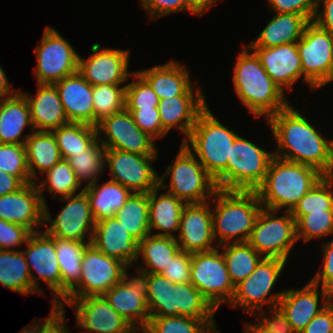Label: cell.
<instances>
[{"label":"cell","instance_id":"obj_1","mask_svg":"<svg viewBox=\"0 0 333 333\" xmlns=\"http://www.w3.org/2000/svg\"><path fill=\"white\" fill-rule=\"evenodd\" d=\"M267 124L276 140L275 157L305 164L327 176L333 162V139H326L292 105L272 115Z\"/></svg>","mask_w":333,"mask_h":333},{"label":"cell","instance_id":"obj_2","mask_svg":"<svg viewBox=\"0 0 333 333\" xmlns=\"http://www.w3.org/2000/svg\"><path fill=\"white\" fill-rule=\"evenodd\" d=\"M232 80L237 96L255 118L264 115L267 121L289 105L285 92L266 73L248 45L239 52Z\"/></svg>","mask_w":333,"mask_h":333},{"label":"cell","instance_id":"obj_3","mask_svg":"<svg viewBox=\"0 0 333 333\" xmlns=\"http://www.w3.org/2000/svg\"><path fill=\"white\" fill-rule=\"evenodd\" d=\"M324 176L314 167L274 156L264 181L255 191L263 208L291 211Z\"/></svg>","mask_w":333,"mask_h":333},{"label":"cell","instance_id":"obj_4","mask_svg":"<svg viewBox=\"0 0 333 333\" xmlns=\"http://www.w3.org/2000/svg\"><path fill=\"white\" fill-rule=\"evenodd\" d=\"M237 136L214 117L207 106L183 142L215 180L217 189L227 190V163Z\"/></svg>","mask_w":333,"mask_h":333},{"label":"cell","instance_id":"obj_5","mask_svg":"<svg viewBox=\"0 0 333 333\" xmlns=\"http://www.w3.org/2000/svg\"><path fill=\"white\" fill-rule=\"evenodd\" d=\"M211 199L213 232L218 246L248 242L263 208L256 191L217 189Z\"/></svg>","mask_w":333,"mask_h":333},{"label":"cell","instance_id":"obj_6","mask_svg":"<svg viewBox=\"0 0 333 333\" xmlns=\"http://www.w3.org/2000/svg\"><path fill=\"white\" fill-rule=\"evenodd\" d=\"M146 302L150 317L186 316L207 320L215 329L217 311L190 283H172L161 274L148 273Z\"/></svg>","mask_w":333,"mask_h":333},{"label":"cell","instance_id":"obj_7","mask_svg":"<svg viewBox=\"0 0 333 333\" xmlns=\"http://www.w3.org/2000/svg\"><path fill=\"white\" fill-rule=\"evenodd\" d=\"M168 176L171 180L167 185L165 179ZM159 187L167 189V192L186 204L211 201L210 198L217 190L215 180L184 143L180 145L178 155L165 173L159 176Z\"/></svg>","mask_w":333,"mask_h":333},{"label":"cell","instance_id":"obj_8","mask_svg":"<svg viewBox=\"0 0 333 333\" xmlns=\"http://www.w3.org/2000/svg\"><path fill=\"white\" fill-rule=\"evenodd\" d=\"M286 261L280 258H263L256 269L242 282L235 286L230 307H240L248 315L256 316L264 305L274 308L278 306L284 291L272 295L270 291L275 286L284 270Z\"/></svg>","mask_w":333,"mask_h":333},{"label":"cell","instance_id":"obj_9","mask_svg":"<svg viewBox=\"0 0 333 333\" xmlns=\"http://www.w3.org/2000/svg\"><path fill=\"white\" fill-rule=\"evenodd\" d=\"M303 82L317 90L333 81V34L313 21L297 42Z\"/></svg>","mask_w":333,"mask_h":333},{"label":"cell","instance_id":"obj_10","mask_svg":"<svg viewBox=\"0 0 333 333\" xmlns=\"http://www.w3.org/2000/svg\"><path fill=\"white\" fill-rule=\"evenodd\" d=\"M278 216V211L262 208L248 243L265 258H280L287 262L295 246L296 221L290 211Z\"/></svg>","mask_w":333,"mask_h":333},{"label":"cell","instance_id":"obj_11","mask_svg":"<svg viewBox=\"0 0 333 333\" xmlns=\"http://www.w3.org/2000/svg\"><path fill=\"white\" fill-rule=\"evenodd\" d=\"M126 266L120 260L105 255L89 244L82 255L80 279L61 301L104 295L122 281Z\"/></svg>","mask_w":333,"mask_h":333},{"label":"cell","instance_id":"obj_12","mask_svg":"<svg viewBox=\"0 0 333 333\" xmlns=\"http://www.w3.org/2000/svg\"><path fill=\"white\" fill-rule=\"evenodd\" d=\"M274 153L237 136L227 163V190L255 191L264 181Z\"/></svg>","mask_w":333,"mask_h":333},{"label":"cell","instance_id":"obj_13","mask_svg":"<svg viewBox=\"0 0 333 333\" xmlns=\"http://www.w3.org/2000/svg\"><path fill=\"white\" fill-rule=\"evenodd\" d=\"M220 250L218 247L208 252L191 254L190 282L216 310L222 304H229L235 292Z\"/></svg>","mask_w":333,"mask_h":333},{"label":"cell","instance_id":"obj_14","mask_svg":"<svg viewBox=\"0 0 333 333\" xmlns=\"http://www.w3.org/2000/svg\"><path fill=\"white\" fill-rule=\"evenodd\" d=\"M37 84H54L78 71L79 54L52 27H46L41 44L35 47Z\"/></svg>","mask_w":333,"mask_h":333},{"label":"cell","instance_id":"obj_15","mask_svg":"<svg viewBox=\"0 0 333 333\" xmlns=\"http://www.w3.org/2000/svg\"><path fill=\"white\" fill-rule=\"evenodd\" d=\"M58 198L66 202V205L54 219L47 204L44 205V225L48 227L47 223H50L45 231L54 238L91 243L96 222L87 194L82 189L76 195Z\"/></svg>","mask_w":333,"mask_h":333},{"label":"cell","instance_id":"obj_16","mask_svg":"<svg viewBox=\"0 0 333 333\" xmlns=\"http://www.w3.org/2000/svg\"><path fill=\"white\" fill-rule=\"evenodd\" d=\"M130 267L131 265H127L124 268L122 281L115 284L103 296L134 329H142L150 319L146 302L148 272L137 267L135 271L137 276L128 277L127 270Z\"/></svg>","mask_w":333,"mask_h":333},{"label":"cell","instance_id":"obj_17","mask_svg":"<svg viewBox=\"0 0 333 333\" xmlns=\"http://www.w3.org/2000/svg\"><path fill=\"white\" fill-rule=\"evenodd\" d=\"M96 129L98 140L105 148L142 156H158L155 139L135 124L131 113L126 108L101 120L96 125ZM102 133L105 136L101 138Z\"/></svg>","mask_w":333,"mask_h":333},{"label":"cell","instance_id":"obj_18","mask_svg":"<svg viewBox=\"0 0 333 333\" xmlns=\"http://www.w3.org/2000/svg\"><path fill=\"white\" fill-rule=\"evenodd\" d=\"M27 249L22 250L28 264L32 286L40 293L38 279H43L48 288L52 290V303H59L62 300V279L61 270L56 257L55 238L45 230L32 232L26 240ZM33 270L37 272L35 277Z\"/></svg>","mask_w":333,"mask_h":333},{"label":"cell","instance_id":"obj_19","mask_svg":"<svg viewBox=\"0 0 333 333\" xmlns=\"http://www.w3.org/2000/svg\"><path fill=\"white\" fill-rule=\"evenodd\" d=\"M158 156L106 148L105 164L111 171V181L126 187L132 193H148L159 186V173L151 165Z\"/></svg>","mask_w":333,"mask_h":333},{"label":"cell","instance_id":"obj_20","mask_svg":"<svg viewBox=\"0 0 333 333\" xmlns=\"http://www.w3.org/2000/svg\"><path fill=\"white\" fill-rule=\"evenodd\" d=\"M92 54L83 59L79 56L78 72L92 86L121 85L133 72L128 71V50L109 49L101 44L91 46Z\"/></svg>","mask_w":333,"mask_h":333},{"label":"cell","instance_id":"obj_21","mask_svg":"<svg viewBox=\"0 0 333 333\" xmlns=\"http://www.w3.org/2000/svg\"><path fill=\"white\" fill-rule=\"evenodd\" d=\"M58 304L74 309L76 328L85 330L81 333H132L134 329L103 295L60 301Z\"/></svg>","mask_w":333,"mask_h":333},{"label":"cell","instance_id":"obj_22","mask_svg":"<svg viewBox=\"0 0 333 333\" xmlns=\"http://www.w3.org/2000/svg\"><path fill=\"white\" fill-rule=\"evenodd\" d=\"M211 201L186 204L182 210L178 237L181 251L186 253L208 252L217 249L215 242Z\"/></svg>","mask_w":333,"mask_h":333},{"label":"cell","instance_id":"obj_23","mask_svg":"<svg viewBox=\"0 0 333 333\" xmlns=\"http://www.w3.org/2000/svg\"><path fill=\"white\" fill-rule=\"evenodd\" d=\"M319 287L309 281L303 288L284 290L278 307L287 317L294 333H301L312 318L332 301V293ZM319 293L322 306H319Z\"/></svg>","mask_w":333,"mask_h":333},{"label":"cell","instance_id":"obj_24","mask_svg":"<svg viewBox=\"0 0 333 333\" xmlns=\"http://www.w3.org/2000/svg\"><path fill=\"white\" fill-rule=\"evenodd\" d=\"M0 219L24 226L31 233L44 226V204L36 182L0 196Z\"/></svg>","mask_w":333,"mask_h":333},{"label":"cell","instance_id":"obj_25","mask_svg":"<svg viewBox=\"0 0 333 333\" xmlns=\"http://www.w3.org/2000/svg\"><path fill=\"white\" fill-rule=\"evenodd\" d=\"M185 67L171 60L164 65H156L136 72L151 86L159 100L173 96H206L202 88L194 89L189 70Z\"/></svg>","mask_w":333,"mask_h":333},{"label":"cell","instance_id":"obj_26","mask_svg":"<svg viewBox=\"0 0 333 333\" xmlns=\"http://www.w3.org/2000/svg\"><path fill=\"white\" fill-rule=\"evenodd\" d=\"M91 244L126 265L138 263L139 242L124 229L115 216L95 223Z\"/></svg>","mask_w":333,"mask_h":333},{"label":"cell","instance_id":"obj_27","mask_svg":"<svg viewBox=\"0 0 333 333\" xmlns=\"http://www.w3.org/2000/svg\"><path fill=\"white\" fill-rule=\"evenodd\" d=\"M250 49L256 53L266 73L283 91L290 90L302 77L297 43Z\"/></svg>","mask_w":333,"mask_h":333},{"label":"cell","instance_id":"obj_28","mask_svg":"<svg viewBox=\"0 0 333 333\" xmlns=\"http://www.w3.org/2000/svg\"><path fill=\"white\" fill-rule=\"evenodd\" d=\"M54 85L68 121L94 126L93 86L78 71Z\"/></svg>","mask_w":333,"mask_h":333},{"label":"cell","instance_id":"obj_29","mask_svg":"<svg viewBox=\"0 0 333 333\" xmlns=\"http://www.w3.org/2000/svg\"><path fill=\"white\" fill-rule=\"evenodd\" d=\"M205 96H173L160 100L158 110L162 128L168 133L178 129L189 137L200 113L208 106Z\"/></svg>","mask_w":333,"mask_h":333},{"label":"cell","instance_id":"obj_30","mask_svg":"<svg viewBox=\"0 0 333 333\" xmlns=\"http://www.w3.org/2000/svg\"><path fill=\"white\" fill-rule=\"evenodd\" d=\"M34 97L21 92L29 105L31 122L36 131L52 132L69 123L54 84H38Z\"/></svg>","mask_w":333,"mask_h":333},{"label":"cell","instance_id":"obj_31","mask_svg":"<svg viewBox=\"0 0 333 333\" xmlns=\"http://www.w3.org/2000/svg\"><path fill=\"white\" fill-rule=\"evenodd\" d=\"M27 125L31 132L34 131L29 105L20 90L10 97L0 99V143L25 144L30 133L24 139L21 135Z\"/></svg>","mask_w":333,"mask_h":333},{"label":"cell","instance_id":"obj_32","mask_svg":"<svg viewBox=\"0 0 333 333\" xmlns=\"http://www.w3.org/2000/svg\"><path fill=\"white\" fill-rule=\"evenodd\" d=\"M159 190L158 186L148 192L150 234L175 238L173 232L179 231L181 213L186 203L166 191L158 196ZM152 230L159 232L154 234Z\"/></svg>","mask_w":333,"mask_h":333},{"label":"cell","instance_id":"obj_33","mask_svg":"<svg viewBox=\"0 0 333 333\" xmlns=\"http://www.w3.org/2000/svg\"><path fill=\"white\" fill-rule=\"evenodd\" d=\"M310 21L299 14L275 13L257 38L247 44L250 48H269L297 43Z\"/></svg>","mask_w":333,"mask_h":333},{"label":"cell","instance_id":"obj_34","mask_svg":"<svg viewBox=\"0 0 333 333\" xmlns=\"http://www.w3.org/2000/svg\"><path fill=\"white\" fill-rule=\"evenodd\" d=\"M28 170L31 180L39 178L62 159L53 132L34 130L25 141ZM36 168L38 170H36Z\"/></svg>","mask_w":333,"mask_h":333},{"label":"cell","instance_id":"obj_35","mask_svg":"<svg viewBox=\"0 0 333 333\" xmlns=\"http://www.w3.org/2000/svg\"><path fill=\"white\" fill-rule=\"evenodd\" d=\"M97 182L83 188L88 196L95 222L113 217L132 194L117 182L109 180L101 186Z\"/></svg>","mask_w":333,"mask_h":333},{"label":"cell","instance_id":"obj_36","mask_svg":"<svg viewBox=\"0 0 333 333\" xmlns=\"http://www.w3.org/2000/svg\"><path fill=\"white\" fill-rule=\"evenodd\" d=\"M0 283L21 295L40 294L33 286L22 250H0Z\"/></svg>","mask_w":333,"mask_h":333},{"label":"cell","instance_id":"obj_37","mask_svg":"<svg viewBox=\"0 0 333 333\" xmlns=\"http://www.w3.org/2000/svg\"><path fill=\"white\" fill-rule=\"evenodd\" d=\"M180 251L174 237L149 234L138 244V256L142 255L141 263H146L139 268L160 274Z\"/></svg>","mask_w":333,"mask_h":333},{"label":"cell","instance_id":"obj_38","mask_svg":"<svg viewBox=\"0 0 333 333\" xmlns=\"http://www.w3.org/2000/svg\"><path fill=\"white\" fill-rule=\"evenodd\" d=\"M114 216L140 242L150 234L148 193H132Z\"/></svg>","mask_w":333,"mask_h":333},{"label":"cell","instance_id":"obj_39","mask_svg":"<svg viewBox=\"0 0 333 333\" xmlns=\"http://www.w3.org/2000/svg\"><path fill=\"white\" fill-rule=\"evenodd\" d=\"M89 244L55 238L56 257L61 270L62 299L80 279L82 255Z\"/></svg>","mask_w":333,"mask_h":333},{"label":"cell","instance_id":"obj_40","mask_svg":"<svg viewBox=\"0 0 333 333\" xmlns=\"http://www.w3.org/2000/svg\"><path fill=\"white\" fill-rule=\"evenodd\" d=\"M219 248L223 249L226 268L234 286L245 280L264 258L248 242L227 243Z\"/></svg>","mask_w":333,"mask_h":333},{"label":"cell","instance_id":"obj_41","mask_svg":"<svg viewBox=\"0 0 333 333\" xmlns=\"http://www.w3.org/2000/svg\"><path fill=\"white\" fill-rule=\"evenodd\" d=\"M59 147L62 159L76 156L86 150L97 138L95 126L69 122L52 131Z\"/></svg>","mask_w":333,"mask_h":333},{"label":"cell","instance_id":"obj_42","mask_svg":"<svg viewBox=\"0 0 333 333\" xmlns=\"http://www.w3.org/2000/svg\"><path fill=\"white\" fill-rule=\"evenodd\" d=\"M43 175L46 177H44L42 182L40 181L39 184L36 181V185L44 205L47 203L45 202V198L42 193L46 188L51 193L53 198L57 197L59 194L61 198H65L75 195L77 190L82 186L67 159H61Z\"/></svg>","mask_w":333,"mask_h":333},{"label":"cell","instance_id":"obj_43","mask_svg":"<svg viewBox=\"0 0 333 333\" xmlns=\"http://www.w3.org/2000/svg\"><path fill=\"white\" fill-rule=\"evenodd\" d=\"M105 150L97 138L86 150L67 159L80 184L83 181L88 182L86 186L94 184L103 173L106 167Z\"/></svg>","mask_w":333,"mask_h":333},{"label":"cell","instance_id":"obj_44","mask_svg":"<svg viewBox=\"0 0 333 333\" xmlns=\"http://www.w3.org/2000/svg\"><path fill=\"white\" fill-rule=\"evenodd\" d=\"M333 178L324 176L290 211L297 222L310 212L333 211Z\"/></svg>","mask_w":333,"mask_h":333},{"label":"cell","instance_id":"obj_45","mask_svg":"<svg viewBox=\"0 0 333 333\" xmlns=\"http://www.w3.org/2000/svg\"><path fill=\"white\" fill-rule=\"evenodd\" d=\"M145 329L150 333H220L207 320L181 315L150 317Z\"/></svg>","mask_w":333,"mask_h":333},{"label":"cell","instance_id":"obj_46","mask_svg":"<svg viewBox=\"0 0 333 333\" xmlns=\"http://www.w3.org/2000/svg\"><path fill=\"white\" fill-rule=\"evenodd\" d=\"M125 86H93L94 126L125 108Z\"/></svg>","mask_w":333,"mask_h":333},{"label":"cell","instance_id":"obj_47","mask_svg":"<svg viewBox=\"0 0 333 333\" xmlns=\"http://www.w3.org/2000/svg\"><path fill=\"white\" fill-rule=\"evenodd\" d=\"M333 234V211L310 212L296 222V236L299 241L309 242L312 239L324 238Z\"/></svg>","mask_w":333,"mask_h":333},{"label":"cell","instance_id":"obj_48","mask_svg":"<svg viewBox=\"0 0 333 333\" xmlns=\"http://www.w3.org/2000/svg\"><path fill=\"white\" fill-rule=\"evenodd\" d=\"M0 170L17 176L24 184L32 183L25 144L0 143Z\"/></svg>","mask_w":333,"mask_h":333},{"label":"cell","instance_id":"obj_49","mask_svg":"<svg viewBox=\"0 0 333 333\" xmlns=\"http://www.w3.org/2000/svg\"><path fill=\"white\" fill-rule=\"evenodd\" d=\"M132 76L135 77V81L127 84L125 89V108H158L160 100L151 86L136 71Z\"/></svg>","mask_w":333,"mask_h":333},{"label":"cell","instance_id":"obj_50","mask_svg":"<svg viewBox=\"0 0 333 333\" xmlns=\"http://www.w3.org/2000/svg\"><path fill=\"white\" fill-rule=\"evenodd\" d=\"M135 124L152 138H162L167 132L162 128L158 108L152 109H127Z\"/></svg>","mask_w":333,"mask_h":333},{"label":"cell","instance_id":"obj_51","mask_svg":"<svg viewBox=\"0 0 333 333\" xmlns=\"http://www.w3.org/2000/svg\"><path fill=\"white\" fill-rule=\"evenodd\" d=\"M270 10L275 13L299 14L313 21L317 0H267Z\"/></svg>","mask_w":333,"mask_h":333},{"label":"cell","instance_id":"obj_52","mask_svg":"<svg viewBox=\"0 0 333 333\" xmlns=\"http://www.w3.org/2000/svg\"><path fill=\"white\" fill-rule=\"evenodd\" d=\"M160 274L172 283H190L191 254L180 251Z\"/></svg>","mask_w":333,"mask_h":333},{"label":"cell","instance_id":"obj_53","mask_svg":"<svg viewBox=\"0 0 333 333\" xmlns=\"http://www.w3.org/2000/svg\"><path fill=\"white\" fill-rule=\"evenodd\" d=\"M30 234L24 226L0 219V250H14L25 244Z\"/></svg>","mask_w":333,"mask_h":333},{"label":"cell","instance_id":"obj_54","mask_svg":"<svg viewBox=\"0 0 333 333\" xmlns=\"http://www.w3.org/2000/svg\"><path fill=\"white\" fill-rule=\"evenodd\" d=\"M140 6L149 15V19H156L178 11H188L195 15L186 5L185 0H140Z\"/></svg>","mask_w":333,"mask_h":333},{"label":"cell","instance_id":"obj_55","mask_svg":"<svg viewBox=\"0 0 333 333\" xmlns=\"http://www.w3.org/2000/svg\"><path fill=\"white\" fill-rule=\"evenodd\" d=\"M322 244L323 267L310 281L333 293V240Z\"/></svg>","mask_w":333,"mask_h":333},{"label":"cell","instance_id":"obj_56","mask_svg":"<svg viewBox=\"0 0 333 333\" xmlns=\"http://www.w3.org/2000/svg\"><path fill=\"white\" fill-rule=\"evenodd\" d=\"M64 308L63 305L52 303L48 318L39 322V333H71L66 327Z\"/></svg>","mask_w":333,"mask_h":333},{"label":"cell","instance_id":"obj_57","mask_svg":"<svg viewBox=\"0 0 333 333\" xmlns=\"http://www.w3.org/2000/svg\"><path fill=\"white\" fill-rule=\"evenodd\" d=\"M268 309L269 313L272 314L270 318L266 315L267 312L262 310L261 314L256 315L258 317L257 319L274 333H294L287 317L278 306Z\"/></svg>","mask_w":333,"mask_h":333},{"label":"cell","instance_id":"obj_58","mask_svg":"<svg viewBox=\"0 0 333 333\" xmlns=\"http://www.w3.org/2000/svg\"><path fill=\"white\" fill-rule=\"evenodd\" d=\"M301 333H333V301L313 317Z\"/></svg>","mask_w":333,"mask_h":333},{"label":"cell","instance_id":"obj_59","mask_svg":"<svg viewBox=\"0 0 333 333\" xmlns=\"http://www.w3.org/2000/svg\"><path fill=\"white\" fill-rule=\"evenodd\" d=\"M316 5L317 9L313 22L333 34V0H317ZM321 5L323 10L320 12Z\"/></svg>","mask_w":333,"mask_h":333},{"label":"cell","instance_id":"obj_60","mask_svg":"<svg viewBox=\"0 0 333 333\" xmlns=\"http://www.w3.org/2000/svg\"><path fill=\"white\" fill-rule=\"evenodd\" d=\"M24 183L17 177L0 170V196L19 190Z\"/></svg>","mask_w":333,"mask_h":333},{"label":"cell","instance_id":"obj_61","mask_svg":"<svg viewBox=\"0 0 333 333\" xmlns=\"http://www.w3.org/2000/svg\"><path fill=\"white\" fill-rule=\"evenodd\" d=\"M217 1L219 0H185V3L196 16H202L206 10L212 8Z\"/></svg>","mask_w":333,"mask_h":333},{"label":"cell","instance_id":"obj_62","mask_svg":"<svg viewBox=\"0 0 333 333\" xmlns=\"http://www.w3.org/2000/svg\"><path fill=\"white\" fill-rule=\"evenodd\" d=\"M10 87L11 85L8 82L6 73L0 65V99L10 97L18 91L17 89H11Z\"/></svg>","mask_w":333,"mask_h":333},{"label":"cell","instance_id":"obj_63","mask_svg":"<svg viewBox=\"0 0 333 333\" xmlns=\"http://www.w3.org/2000/svg\"><path fill=\"white\" fill-rule=\"evenodd\" d=\"M244 327V333H274L273 331H270L261 321L256 324L245 323Z\"/></svg>","mask_w":333,"mask_h":333},{"label":"cell","instance_id":"obj_64","mask_svg":"<svg viewBox=\"0 0 333 333\" xmlns=\"http://www.w3.org/2000/svg\"><path fill=\"white\" fill-rule=\"evenodd\" d=\"M34 322H31L29 327H24L20 333H39V323H37L36 320Z\"/></svg>","mask_w":333,"mask_h":333},{"label":"cell","instance_id":"obj_65","mask_svg":"<svg viewBox=\"0 0 333 333\" xmlns=\"http://www.w3.org/2000/svg\"><path fill=\"white\" fill-rule=\"evenodd\" d=\"M142 332H141V331ZM136 331H140V333H150V332H148L145 328H142V329H133V331H132V333H136Z\"/></svg>","mask_w":333,"mask_h":333},{"label":"cell","instance_id":"obj_66","mask_svg":"<svg viewBox=\"0 0 333 333\" xmlns=\"http://www.w3.org/2000/svg\"><path fill=\"white\" fill-rule=\"evenodd\" d=\"M327 176L330 177V178H333V162H332L331 170H330V172Z\"/></svg>","mask_w":333,"mask_h":333}]
</instances>
